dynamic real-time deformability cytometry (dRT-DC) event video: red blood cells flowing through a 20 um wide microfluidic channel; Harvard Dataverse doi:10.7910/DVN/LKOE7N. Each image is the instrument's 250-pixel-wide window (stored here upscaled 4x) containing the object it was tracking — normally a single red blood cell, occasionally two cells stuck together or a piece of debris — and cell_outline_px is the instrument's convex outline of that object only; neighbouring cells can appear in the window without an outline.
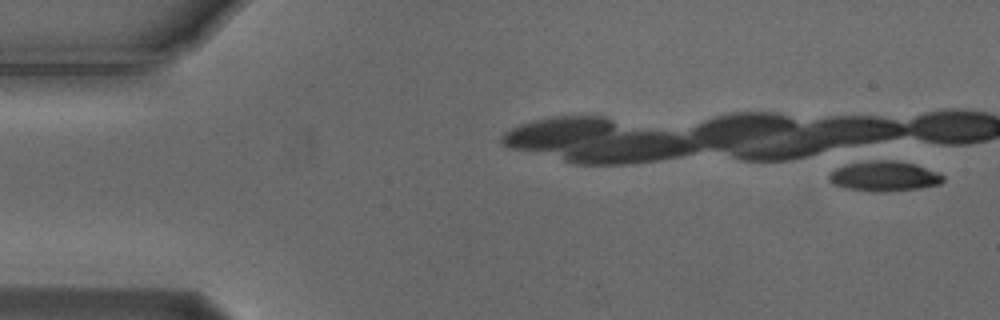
{"species": "Egyptian fruit bat (a non-hibernating species)", "species_latin": "Rousettus aegyptiacus", "temperature_condition": "cold", "stored_images_in_passage": 3, "camera_frame_rate_fps": 3000, "um_per_image_px": 0.085, "animal": {"sex": "male"}, "frame": {"image": 1, "passage_image": 1, "time_ms": 0.0, "image_size_px": [1000, 320], "cell_outline_px": [[944, 180], [940, 184], [920, 188], [884, 192], [872, 192], [848, 188], [836, 184], [828, 180], [828, 176], [836, 168], [856, 160], [876, 156], [880, 156], [916, 164], [940, 172], [944, 176]], "centroid_in_image_um": [75.17, 14.91], "position_along_channel_um": 9.8, "area_um2": 21.04}}